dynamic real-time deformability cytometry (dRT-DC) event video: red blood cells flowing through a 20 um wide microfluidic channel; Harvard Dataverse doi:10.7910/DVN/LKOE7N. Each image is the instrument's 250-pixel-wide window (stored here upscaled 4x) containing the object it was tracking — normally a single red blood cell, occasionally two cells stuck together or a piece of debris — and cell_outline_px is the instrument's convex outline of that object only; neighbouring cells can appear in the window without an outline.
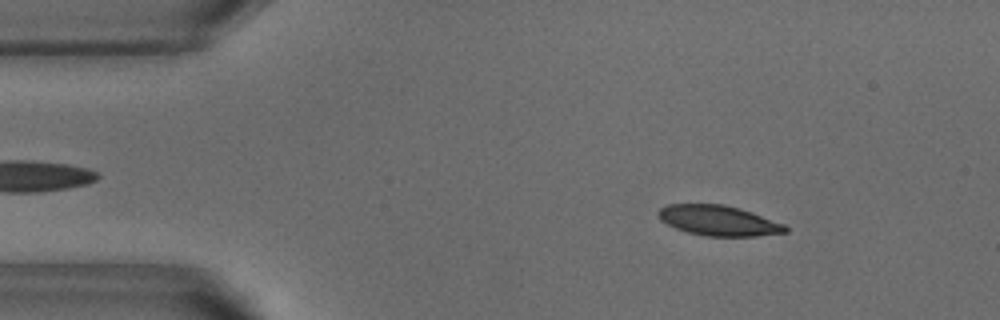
{"species": "common noctule bat (a hibernating species)", "species_latin": "Nyctalus noctula", "temperature_condition": "warm", "stored_images_in_passage": 50, "camera_frame_rate_fps": 3000, "um_per_image_px": 0.085, "animal": {"sex": "male", "body_mass_g": 18.8}, "frame": {"image": 1, "passage_image": 5, "time_ms": 1.333, "image_size_px": [1000, 320], "cell_outline_px": [[788, 232], [756, 236], [704, 236], [688, 232], [676, 228], [660, 220], [656, 212], [660, 208], [668, 204], [724, 204], [740, 208], [752, 212], [784, 224], [788, 228]], "centroid_in_image_um": [61.07, 18.74], "position_along_channel_um": 23.9, "area_um2": 22.43}}
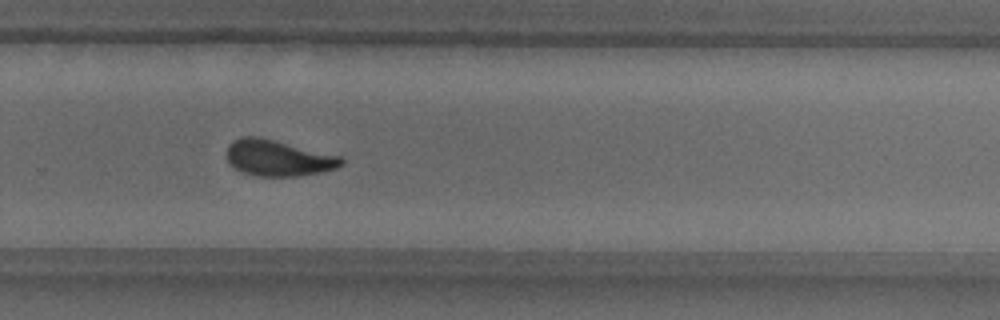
{"frame": {"image": 2, "passage_image": 32, "time_ms": 10.333, "image_size_px": [1000, 320], "cell_outline_px": [[344, 164], [336, 168], [320, 172], [296, 176], [256, 176], [244, 172], [236, 168], [228, 160], [228, 144], [232, 140], [240, 136], [260, 136], [340, 156], [344, 160]], "centroid_in_image_um": [23.65, 13.41], "position_along_channel_um": 306.2, "area_um2": 23.99}}
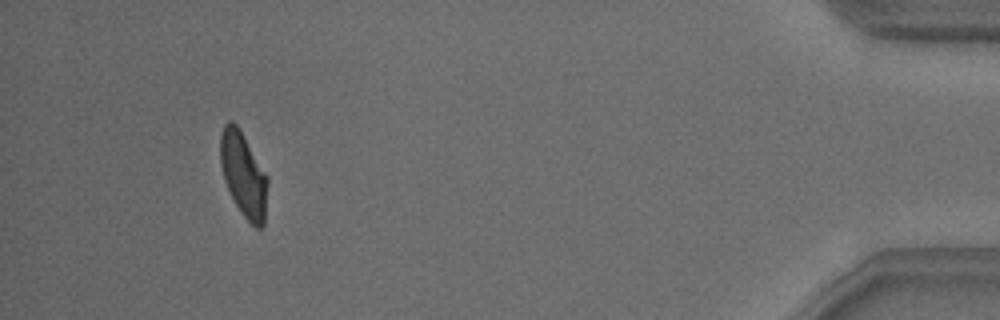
{"frame": {"image": 3, "passage_image": 46, "time_ms": 15.0, "image_size_px": [1000, 320], "cell_outline_px": [[268, 184], [264, 224], [260, 228], [256, 228], [240, 212], [224, 180], [220, 164], [220, 132], [224, 124], [228, 120], [232, 120], [236, 124], [268, 176]], "centroid_in_image_um": [20.69, 14.82], "position_along_channel_um": 414.5, "area_um2": 23.18}, "authors_computed_cell_mechanics": {"area_um2": 24.0159, "velocity_mm_per_s": 3.8185, "shape_relaxation_time_tau1_ms": 4.8339, "shape_relaxation_time_tau2_ms": 1.5334, "deformation_change_tau1": 0.1601, "deformation_change_tau2": 0.0818}}